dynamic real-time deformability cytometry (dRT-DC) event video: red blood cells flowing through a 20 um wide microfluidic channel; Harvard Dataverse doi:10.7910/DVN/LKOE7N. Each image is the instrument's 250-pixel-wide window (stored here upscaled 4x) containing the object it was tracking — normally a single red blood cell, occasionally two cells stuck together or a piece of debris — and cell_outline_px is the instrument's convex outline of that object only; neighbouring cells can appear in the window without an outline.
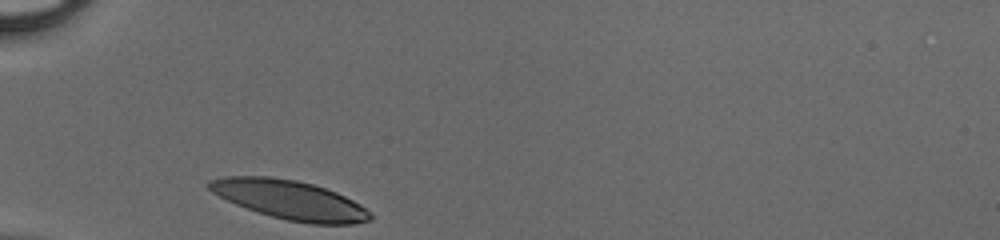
{"species": "human", "species_latin": "Homo sapiens", "temperature_condition": "cold", "stored_images_in_passage": 25, "camera_frame_rate_fps": 3000, "um_per_image_px": 0.085, "donor": {"sex": "male"}, "frame": {"image": 1, "passage_image": 1, "time_ms": 0.0, "image_size_px": [1000, 240], "cell_outline_px": [[372, 220], [352, 224], [312, 224], [288, 220], [272, 216], [236, 204], [212, 192], [208, 188], [208, 180], [224, 176], [268, 176], [296, 180], [312, 184], [336, 192], [360, 204], [372, 216]], "centroid_in_image_um": [24.62, 16.98], "position_along_channel_um": 60.4, "area_um2": 36.24}}
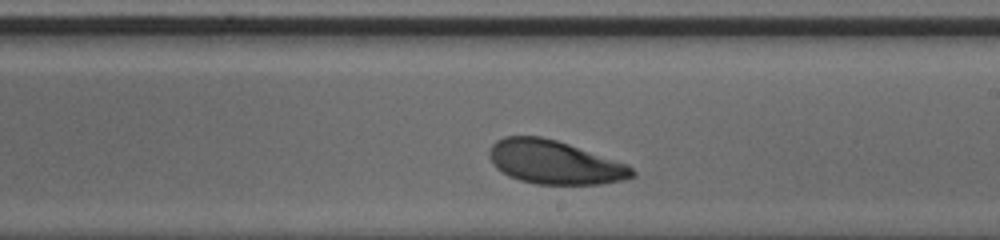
{"frame": {"image": 2, "passage_image": 15, "time_ms": 4.667, "image_size_px": [1000, 240], "cell_outline_px": [[636, 176], [624, 180], [600, 184], [536, 184], [520, 180], [508, 176], [496, 168], [492, 164], [488, 156], [488, 152], [492, 144], [496, 140], [504, 136], [540, 136], [556, 140], [628, 164], [636, 172]], "centroid_in_image_um": [47.12, 13.8], "position_along_channel_um": 241.9, "area_um2": 36.41}}
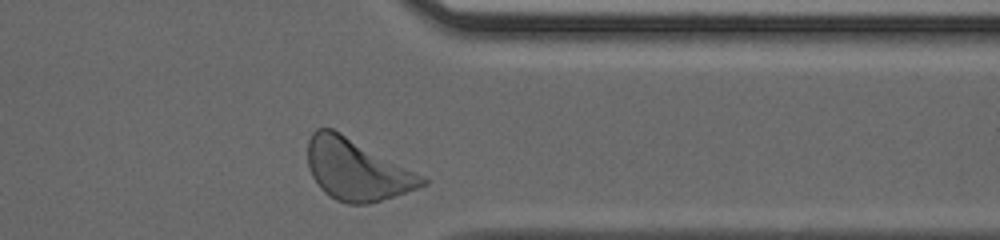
{"frame": {"image": 3, "passage_image": 25, "time_ms": 8.0, "image_size_px": [1000, 240], "cell_outline_px": [[428, 184], [380, 200], [364, 204], [348, 204], [336, 200], [324, 192], [320, 188], [312, 176], [308, 168], [308, 140], [312, 132], [316, 128], [332, 128], [340, 132], [428, 180]], "centroid_in_image_um": [30.23, 14.42], "position_along_channel_um": 381.2, "area_um2": 39.82}}